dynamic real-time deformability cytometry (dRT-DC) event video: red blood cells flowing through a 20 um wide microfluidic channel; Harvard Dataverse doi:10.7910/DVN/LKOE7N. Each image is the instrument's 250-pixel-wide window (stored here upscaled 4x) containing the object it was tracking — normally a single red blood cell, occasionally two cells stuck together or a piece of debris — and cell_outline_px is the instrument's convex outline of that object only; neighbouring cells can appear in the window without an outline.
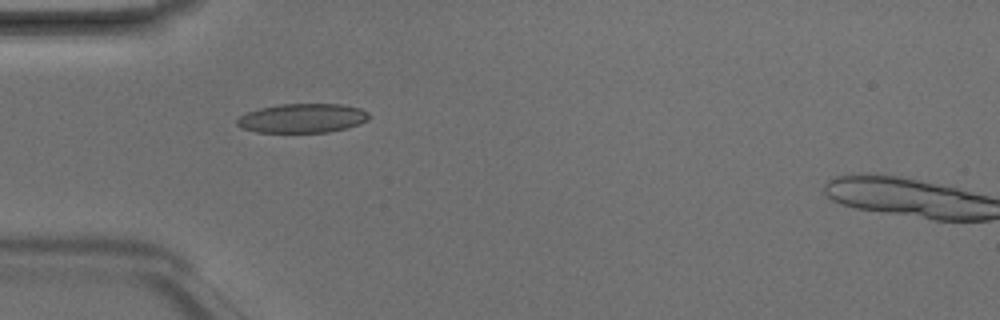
{"species": "Egyptian fruit bat (a non-hibernating species)", "species_latin": "Rousettus aegyptiacus", "temperature_condition": "room temperature", "stored_images_in_passage": 6, "camera_frame_rate_fps": 3000, "um_per_image_px": 0.085, "animal": {"sex": "male"}, "frame": {"image": 1, "passage_image": 5, "time_ms": 1.333, "image_size_px": [1000, 320], "cell_outline_px": [[372, 116], [368, 120], [360, 124], [328, 132], [256, 132], [244, 128], [236, 124], [236, 120], [240, 116], [248, 112], [260, 108], [280, 104], [344, 104], [360, 108], [368, 112]], "centroid_in_image_um": [25.75, 10.04], "position_along_channel_um": 59.3, "area_um2": 22.43}}